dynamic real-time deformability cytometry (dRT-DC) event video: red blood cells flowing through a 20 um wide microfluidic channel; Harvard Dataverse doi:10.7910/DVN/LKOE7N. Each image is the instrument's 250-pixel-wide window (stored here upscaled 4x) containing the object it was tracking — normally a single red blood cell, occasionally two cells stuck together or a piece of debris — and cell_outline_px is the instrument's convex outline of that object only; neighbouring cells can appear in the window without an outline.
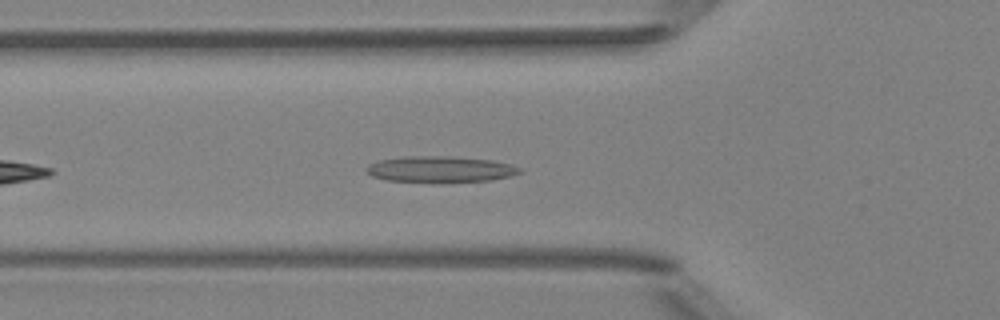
{"species": "Egyptian fruit bat (a non-hibernating species)", "species_latin": "Rousettus aegyptiacus", "temperature_condition": "room temperature", "stored_images_in_passage": 35, "camera_frame_rate_fps": 3000, "um_per_image_px": 0.085, "animal": {"sex": "female"}, "frame": {"image": 1, "passage_image": 6, "time_ms": 1.667, "image_size_px": [1000, 320], "cell_outline_px": [[524, 172], [512, 176], [492, 180], [388, 180], [372, 176], [364, 168], [368, 164], [380, 160], [404, 156], [448, 156], [492, 160], [512, 164], [524, 168]], "centroid_in_image_um": [37.5, 14.34], "position_along_channel_um": 88.3, "area_um2": 22.72}}
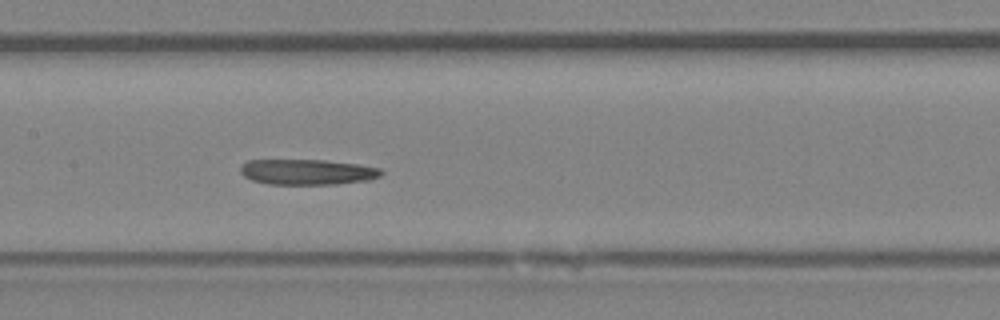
{"frame": {"image": 2, "passage_image": 13, "time_ms": 4.0, "image_size_px": [1000, 320], "cell_outline_px": [[384, 172], [380, 176], [368, 180], [336, 184], [268, 184], [252, 180], [244, 176], [240, 172], [240, 168], [248, 160], [324, 160], [356, 164], [380, 168]], "centroid_in_image_um": [26.12, 14.62], "position_along_channel_um": 181.3, "area_um2": 20.81}}
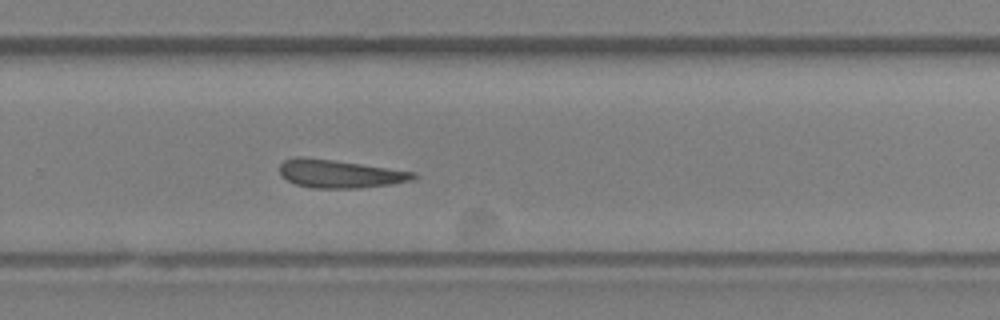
{"frame": {"image": 3, "passage_image": 22, "time_ms": 7.0, "image_size_px": [1000, 320], "cell_outline_px": [[420, 176], [416, 180], [392, 184], [360, 188], [312, 188], [296, 184], [280, 176], [280, 164], [284, 160], [296, 156], [300, 156], [332, 160], [360, 164], [412, 172]], "centroid_in_image_um": [28.87, 14.78], "position_along_channel_um": 300.9, "area_um2": 21.85}}